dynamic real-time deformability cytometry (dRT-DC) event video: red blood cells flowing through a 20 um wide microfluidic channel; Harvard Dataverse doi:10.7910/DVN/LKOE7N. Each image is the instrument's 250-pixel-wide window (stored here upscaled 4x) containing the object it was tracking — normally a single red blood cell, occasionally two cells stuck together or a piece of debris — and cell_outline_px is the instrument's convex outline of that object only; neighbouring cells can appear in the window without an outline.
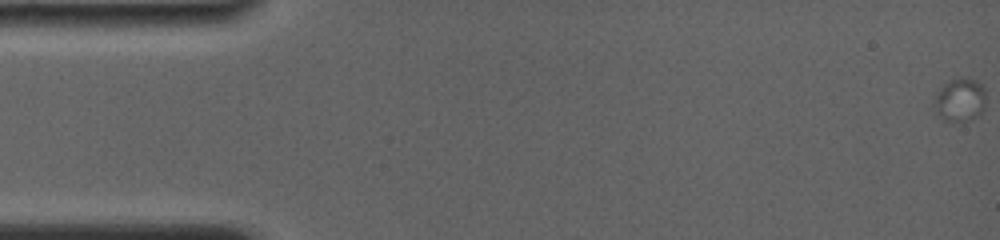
{"species": "common noctule bat (a hibernating species)", "species_latin": "Nyctalus noctula", "temperature_condition": "room temperature", "stored_images_in_passage": 5, "camera_frame_rate_fps": 4000, "um_per_image_px": 0.085, "animal": {"sex": "female", "body_mass_g": 19.0, "forearm_length_mm": 56.7}, "frame": {"image": 1, "passage_image": 1, "time_ms": 0.0, "image_size_px": [1000, 240], "cell_outline_px": [[984, 108], [976, 116], [968, 120], [952, 124], [944, 120], [936, 112], [932, 104], [940, 88], [948, 80], [956, 76], [964, 76], [976, 80], [984, 88]], "centroid_in_image_um": [81.56, 8.48], "position_along_channel_um": 3.4, "area_um2": 13.35}}